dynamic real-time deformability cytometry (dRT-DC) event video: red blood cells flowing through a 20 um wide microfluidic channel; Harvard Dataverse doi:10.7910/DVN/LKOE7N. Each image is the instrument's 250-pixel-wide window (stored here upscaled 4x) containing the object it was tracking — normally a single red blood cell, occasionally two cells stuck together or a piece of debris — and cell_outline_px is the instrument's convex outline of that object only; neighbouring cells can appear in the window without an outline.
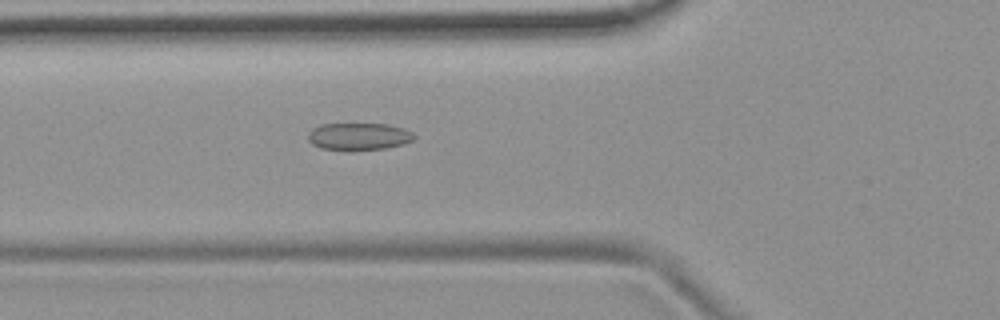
{"species": "common noctule bat (a hibernating species)", "species_latin": "Nyctalus noctula", "temperature_condition": "room temperature", "stored_images_in_passage": 49, "camera_frame_rate_fps": 3000, "um_per_image_px": 0.085, "animal": {"sex": "female", "body_mass_g": 19.9}, "frame": {"image": 1, "passage_image": 15, "time_ms": 4.667, "image_size_px": [1000, 320], "cell_outline_px": [[416, 136], [412, 140], [404, 144], [388, 148], [352, 152], [348, 152], [320, 148], [312, 144], [308, 140], [308, 132], [312, 128], [320, 124], [388, 124], [404, 128], [412, 132]], "centroid_in_image_um": [30.48, 11.63], "position_along_channel_um": 95.3, "area_um2": 17.46}}
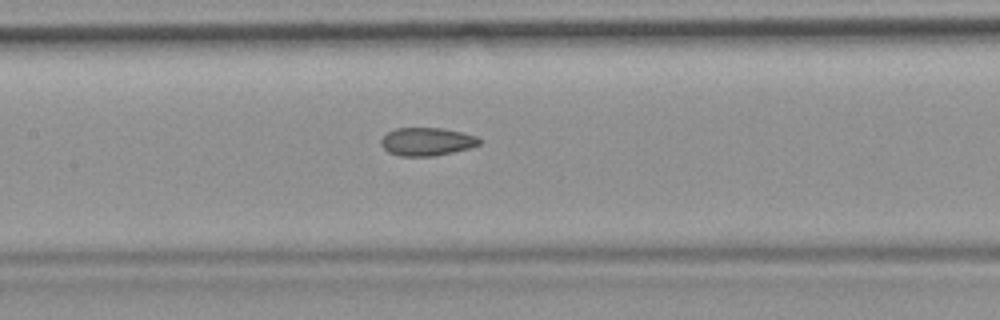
{"frame": {"image": 2, "passage_image": 21, "time_ms": 6.667, "image_size_px": [1000, 320], "cell_outline_px": [[480, 144], [468, 148], [452, 152], [432, 156], [400, 156], [388, 152], [380, 144], [380, 140], [388, 132], [396, 128], [444, 128], [476, 136], [480, 140]], "centroid_in_image_um": [36.25, 12.03], "position_along_channel_um": 171.2, "area_um2": 15.95}}
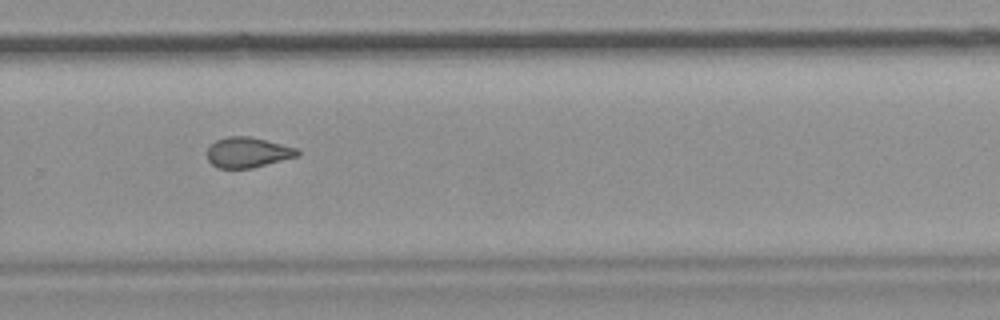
{"frame": {"image": 3, "passage_image": 32, "time_ms": 10.333, "image_size_px": [1000, 320], "cell_outline_px": [[300, 156], [252, 168], [220, 168], [212, 164], [208, 160], [208, 148], [216, 140], [228, 136], [252, 136], [300, 148]], "centroid_in_image_um": [21.13, 12.94], "position_along_channel_um": 308.7, "area_um2": 16.18}, "authors_computed_cell_mechanics": {"area_um2": 16.5886, "velocity_mm_per_s": 3.7724, "shape_relaxation_time_tau1_ms": null, "shape_relaxation_time_tau2_ms": 1.9865, "deformation_change_tau1": null, "deformation_change_tau2": 0.0831}}